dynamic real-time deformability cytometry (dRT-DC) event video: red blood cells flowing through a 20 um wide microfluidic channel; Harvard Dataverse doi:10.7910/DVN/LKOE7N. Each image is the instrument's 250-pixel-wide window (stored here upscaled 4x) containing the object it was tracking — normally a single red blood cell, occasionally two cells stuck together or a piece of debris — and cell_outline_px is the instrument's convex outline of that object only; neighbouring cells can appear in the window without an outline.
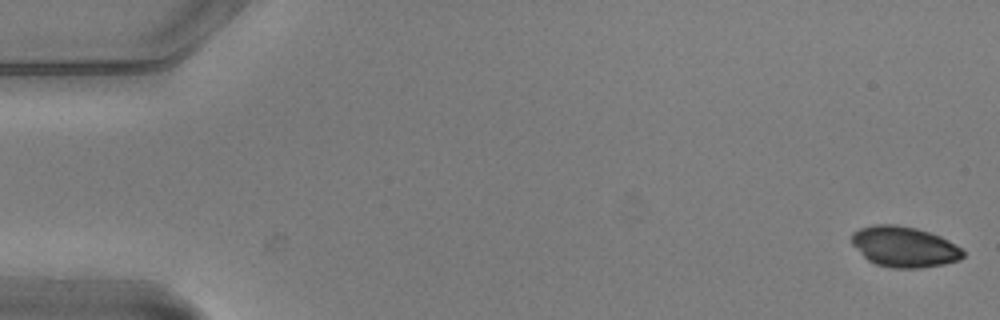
{"species": "common noctule bat (a hibernating species)", "species_latin": "Nyctalus noctula", "temperature_condition": "warm", "stored_images_in_passage": 9, "camera_frame_rate_fps": 3000, "um_per_image_px": 0.085, "animal": {"sex": "male", "body_mass_g": 20.5, "forearm_length_mm": 52.5}, "frame": {"image": 1, "passage_image": 1, "time_ms": 0.0, "image_size_px": [1000, 320], "cell_outline_px": [[964, 256], [960, 260], [944, 264], [920, 268], [892, 268], [876, 264], [868, 260], [852, 244], [852, 232], [860, 228], [872, 224], [896, 224], [916, 228], [940, 236], [948, 240], [960, 248], [964, 252]], "centroid_in_image_um": [76.85, 20.97], "position_along_channel_um": 8.1, "area_um2": 26.36}}